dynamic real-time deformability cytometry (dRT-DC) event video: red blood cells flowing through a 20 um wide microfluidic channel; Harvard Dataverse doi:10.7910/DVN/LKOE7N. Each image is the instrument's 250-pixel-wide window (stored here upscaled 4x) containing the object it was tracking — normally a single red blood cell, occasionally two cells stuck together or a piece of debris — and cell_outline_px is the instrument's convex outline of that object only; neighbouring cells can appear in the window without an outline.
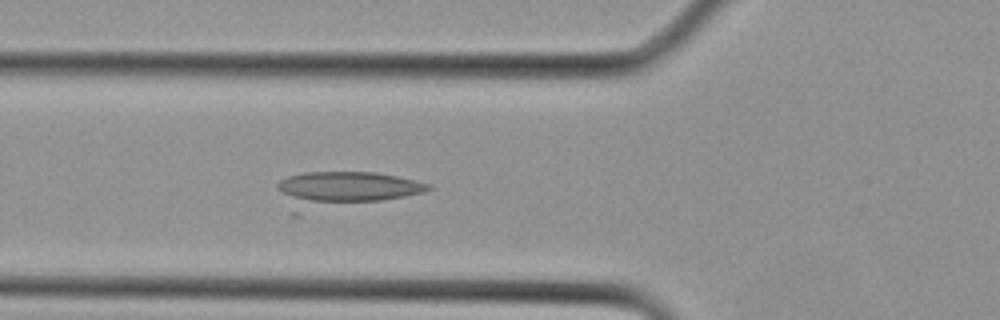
{"species": "Egyptian fruit bat (a non-hibernating species)", "species_latin": "Rousettus aegyptiacus", "temperature_condition": "cold", "stored_images_in_passage": 12, "camera_frame_rate_fps": 3000, "um_per_image_px": 0.085, "animal": {"sex": "female"}, "frame": {"image": 1, "passage_image": 10, "time_ms": 3.0, "image_size_px": [1000, 320], "cell_outline_px": [[432, 188], [424, 192], [384, 200], [300, 200], [276, 188], [276, 184], [280, 180], [288, 176], [304, 172], [376, 172], [416, 180], [428, 184]], "centroid_in_image_um": [29.68, 15.82], "position_along_channel_um": 96.1, "area_um2": 25.49}}
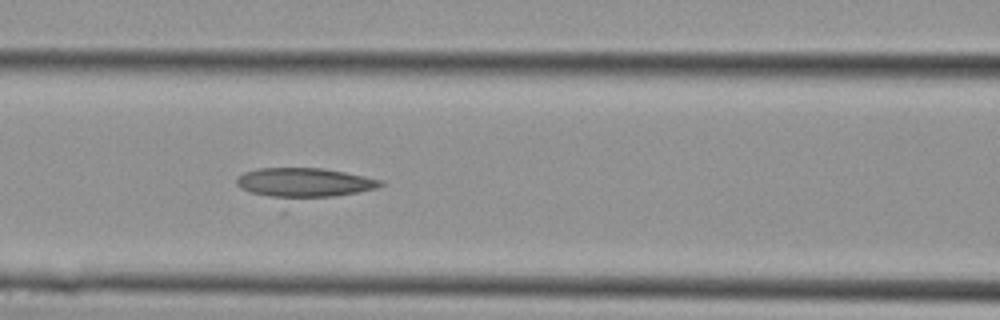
{"frame": {"image": 2, "passage_image": 12, "time_ms": 3.667, "image_size_px": [1000, 320], "cell_outline_px": [[384, 184], [376, 188], [284, 212], [240, 188], [236, 184], [236, 176], [244, 172], [256, 168], [324, 168], [364, 176], [380, 180]], "centroid_in_image_um": [25.68, 15.79], "position_along_channel_um": 140.9, "area_um2": 29.77}}